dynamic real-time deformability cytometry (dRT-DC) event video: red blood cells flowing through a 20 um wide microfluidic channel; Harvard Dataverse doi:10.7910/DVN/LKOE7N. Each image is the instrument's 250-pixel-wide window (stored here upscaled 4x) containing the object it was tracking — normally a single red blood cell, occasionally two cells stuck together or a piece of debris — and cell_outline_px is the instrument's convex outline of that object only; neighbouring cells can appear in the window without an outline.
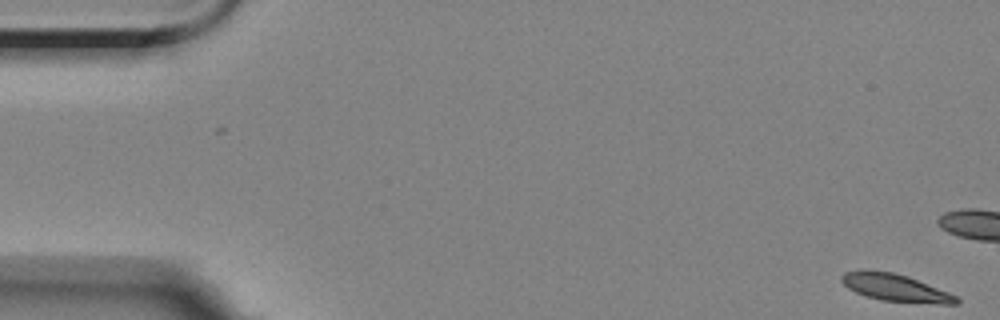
{"species": "Egyptian fruit bat (a non-hibernating species)", "species_latin": "Rousettus aegyptiacus", "temperature_condition": "room temperature", "stored_images_in_passage": 16, "camera_frame_rate_fps": 3000, "um_per_image_px": 0.085, "animal": {"sex": "female"}, "frame": {"image": 1, "passage_image": 1, "time_ms": 0.0, "image_size_px": [1000, 320], "cell_outline_px": [[960, 304], [936, 304], [880, 300], [864, 296], [848, 288], [840, 280], [840, 276], [844, 272], [868, 268], [892, 272], [908, 276], [948, 292], [956, 296], [960, 300]], "centroid_in_image_um": [76.07, 24.44], "position_along_channel_um": 8.9, "area_um2": 18.61}}
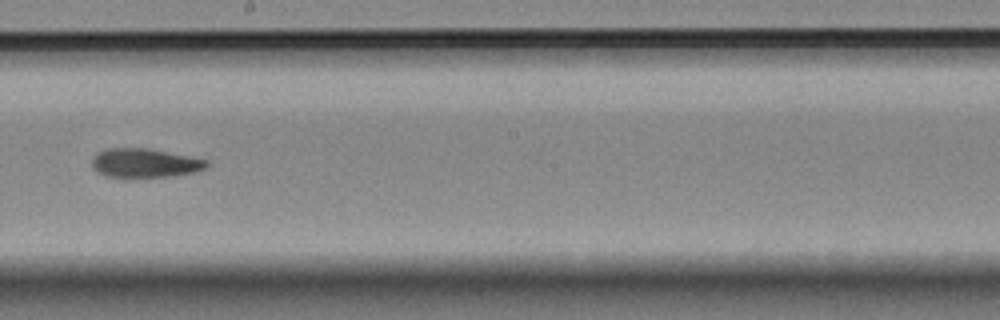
{"frame": {"image": 2, "passage_image": 10, "time_ms": 11.333, "image_size_px": [1000, 320], "cell_outline_px": [[208, 164], [204, 168], [196, 172], [172, 176], [124, 180], [104, 176], [96, 172], [92, 164], [92, 160], [96, 152], [104, 148], [148, 148], [208, 160]], "centroid_in_image_um": [12.23, 13.9], "position_along_channel_um": 236.0, "area_um2": 20.17}}
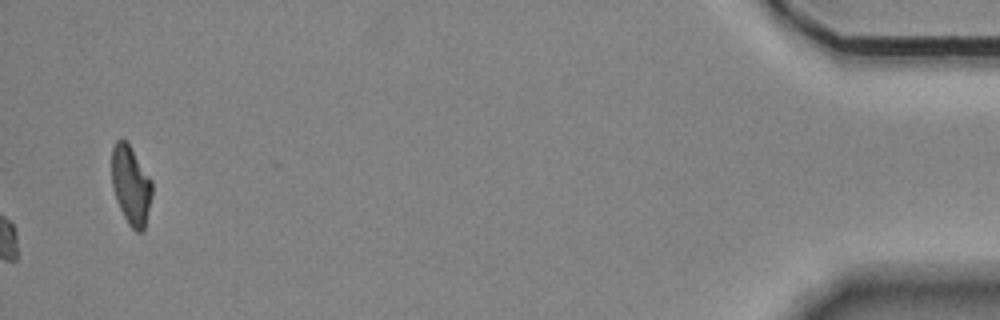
{"frame": {"image": 3, "passage_image": 16, "time_ms": 19.0, "image_size_px": [1000, 320], "cell_outline_px": [[152, 196], [144, 232], [136, 232], [128, 224], [116, 200], [112, 184], [112, 148], [116, 140], [124, 140], [128, 144], [152, 180]], "centroid_in_image_um": [11.14, 15.79], "position_along_channel_um": 424.1, "area_um2": 18.44}, "authors_computed_cell_mechanics": {"area_um2": 19.1318, "velocity_mm_per_s": 3.5443, "shape_relaxation_time_tau1_ms": 3.5967, "shape_relaxation_time_tau2_ms": 1.6129, "deformation_change_tau1": 0.1376, "deformation_change_tau2": 0.0718}}